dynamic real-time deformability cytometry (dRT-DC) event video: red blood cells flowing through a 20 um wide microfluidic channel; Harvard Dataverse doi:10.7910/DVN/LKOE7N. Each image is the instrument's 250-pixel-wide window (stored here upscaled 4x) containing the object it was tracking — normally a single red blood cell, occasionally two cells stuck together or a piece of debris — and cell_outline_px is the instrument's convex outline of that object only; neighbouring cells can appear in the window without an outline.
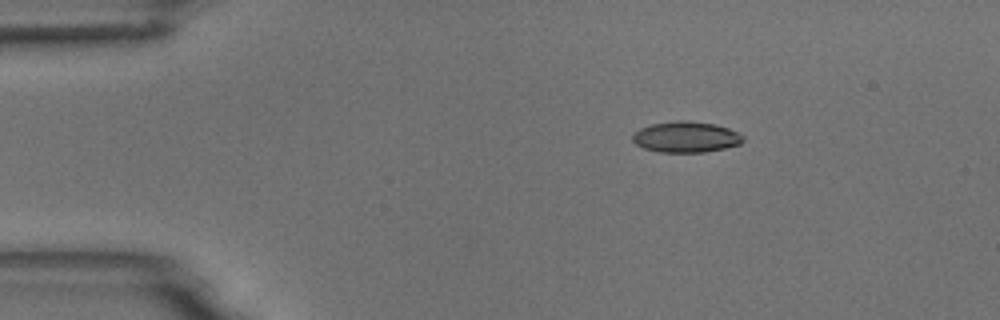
{"species": "common noctule bat (a hibernating species)", "species_latin": "Nyctalus noctula", "temperature_condition": "room temperature", "stored_images_in_passage": 6, "camera_frame_rate_fps": 3000, "um_per_image_px": 0.085, "animal": {"sex": "male", "body_mass_g": 18.8}, "frame": {"image": 1, "passage_image": 6, "time_ms": 6.0, "image_size_px": [1000, 320], "cell_outline_px": [[744, 140], [740, 144], [724, 148], [704, 152], [660, 152], [644, 148], [636, 144], [632, 140], [632, 136], [640, 128], [652, 124], [676, 120], [688, 120], [716, 124], [740, 132], [744, 136]], "centroid_in_image_um": [58.34, 11.63], "position_along_channel_um": 26.7, "area_um2": 20.0}}